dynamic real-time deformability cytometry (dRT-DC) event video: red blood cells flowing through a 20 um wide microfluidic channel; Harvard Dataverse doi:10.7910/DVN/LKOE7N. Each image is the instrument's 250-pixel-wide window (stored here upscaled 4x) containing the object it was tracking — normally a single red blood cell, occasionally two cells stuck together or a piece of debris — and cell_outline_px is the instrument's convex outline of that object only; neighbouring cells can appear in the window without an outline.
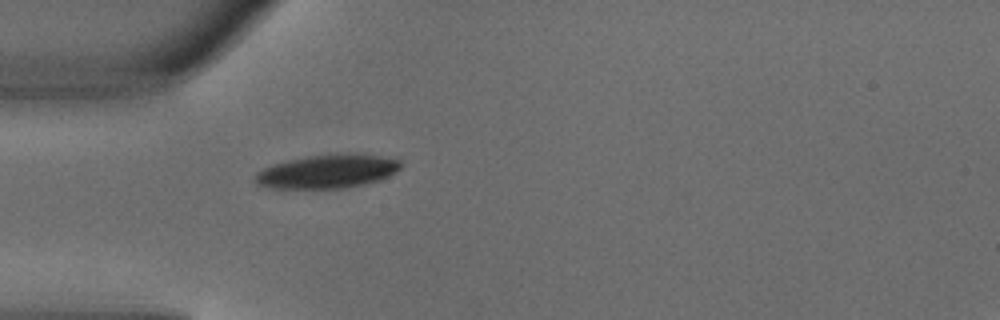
{"species": "common noctule bat (a hibernating species)", "species_latin": "Nyctalus noctula", "temperature_condition": "warm", "stored_images_in_passage": 1, "camera_frame_rate_fps": 3000, "um_per_image_px": 0.085, "animal": {"sex": "male", "body_mass_g": 18.8}, "frame": {"image": 1, "passage_image": 1, "time_ms": 0.0, "image_size_px": [1000, 320], "cell_outline_px": [[400, 168], [396, 172], [380, 180], [364, 184], [344, 188], [272, 188], [256, 184], [252, 180], [256, 172], [264, 168], [288, 160], [308, 156], [336, 152], [360, 152], [400, 160]], "centroid_in_image_um": [27.84, 14.55], "position_along_channel_um": 57.2, "area_um2": 28.96}}